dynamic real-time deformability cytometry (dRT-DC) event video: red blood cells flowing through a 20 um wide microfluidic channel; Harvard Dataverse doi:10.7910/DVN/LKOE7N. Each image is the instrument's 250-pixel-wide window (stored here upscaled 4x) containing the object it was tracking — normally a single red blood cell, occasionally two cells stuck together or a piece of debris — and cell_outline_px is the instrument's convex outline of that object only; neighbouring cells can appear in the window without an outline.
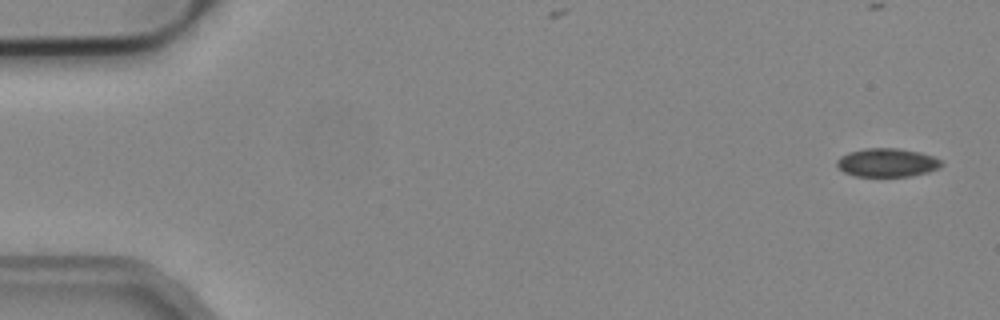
{"species": "common noctule bat (a hibernating species)", "species_latin": "Nyctalus noctula", "temperature_condition": "cold", "stored_images_in_passage": 3, "camera_frame_rate_fps": 3000, "um_per_image_px": 0.085, "animal": {"sex": "male", "body_mass_g": 19.2, "forearm_length_mm": 51.8}, "frame": {"image": 1, "passage_image": 1, "time_ms": 0.0, "image_size_px": [1000, 320], "cell_outline_px": [[944, 164], [940, 168], [928, 172], [912, 176], [856, 176], [844, 172], [836, 164], [836, 160], [840, 156], [848, 152], [864, 148], [896, 148], [920, 152], [932, 156], [940, 160]], "centroid_in_image_um": [75.41, 13.82], "position_along_channel_um": 9.6, "area_um2": 17.46}}
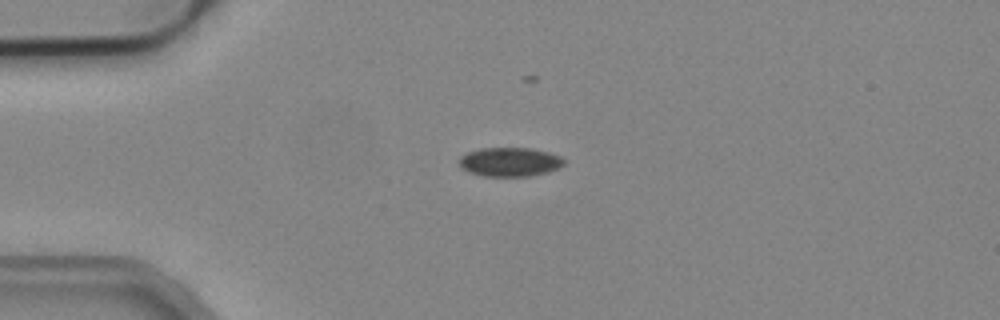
{"frame": {"image": 2, "passage_image": 3, "time_ms": 0.667, "image_size_px": [1000, 320], "cell_outline_px": [[564, 164], [560, 168], [548, 172], [532, 176], [484, 176], [468, 172], [460, 164], [460, 156], [468, 152], [480, 148], [532, 148], [548, 152], [560, 156], [564, 160]], "centroid_in_image_um": [43.36, 13.76], "position_along_channel_um": 41.6, "area_um2": 17.74}}